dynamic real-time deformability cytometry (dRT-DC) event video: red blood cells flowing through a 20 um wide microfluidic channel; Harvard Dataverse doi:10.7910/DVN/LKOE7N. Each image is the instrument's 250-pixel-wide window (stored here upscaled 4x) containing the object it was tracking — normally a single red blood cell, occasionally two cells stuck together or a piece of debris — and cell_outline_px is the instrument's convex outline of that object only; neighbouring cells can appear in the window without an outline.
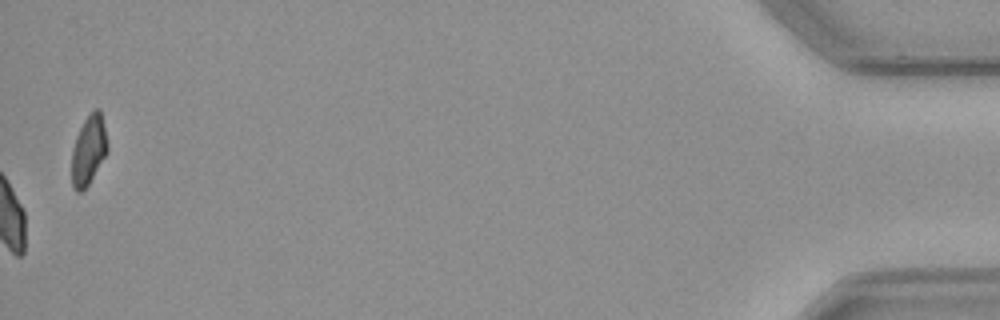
{"species": "common noctule bat (a hibernating species)", "species_latin": "Nyctalus noctula", "temperature_condition": "cold", "stored_images_in_passage": 57, "camera_frame_rate_fps": 3000, "um_per_image_px": 0.085, "animal": {"sex": "male", "body_mass_g": 23.1, "forearm_length_mm": 52.7}, "frame": {"image": 1, "passage_image": 57, "time_ms": 18.667, "image_size_px": [1000, 320], "cell_outline_px": [[108, 152], [88, 184], [80, 192], [76, 192], [72, 184], [72, 148], [76, 136], [84, 120], [92, 108], [100, 108], [108, 144]], "centroid_in_image_um": [7.54, 12.71], "position_along_channel_um": 427.7, "area_um2": 14.51}, "authors_computed_cell_mechanics": {"area_um2": 18.9006, "velocity_mm_per_s": 3.5811, "shape_relaxation_time_tau1_ms": 5.0301, "shape_relaxation_time_tau2_ms": null, "deformation_change_tau1": 0.0947, "deformation_change_tau2": null}}